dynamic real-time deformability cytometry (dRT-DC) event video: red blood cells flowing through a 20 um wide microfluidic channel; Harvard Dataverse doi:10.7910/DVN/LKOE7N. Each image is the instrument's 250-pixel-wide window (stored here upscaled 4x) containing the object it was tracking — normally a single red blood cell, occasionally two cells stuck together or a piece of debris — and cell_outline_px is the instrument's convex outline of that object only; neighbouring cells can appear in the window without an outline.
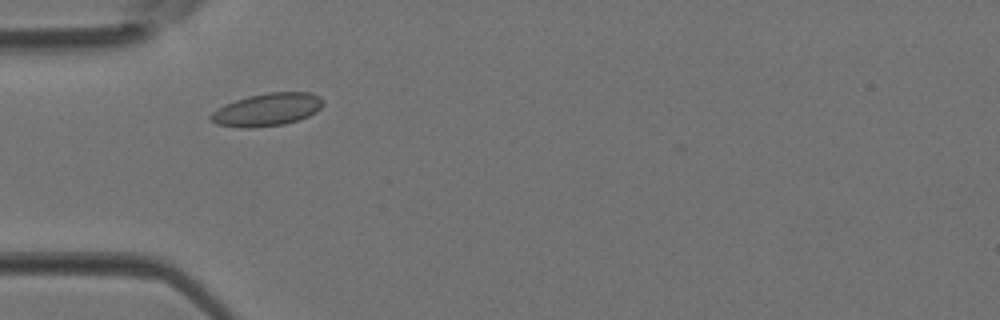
{"species": "Egyptian fruit bat (a non-hibernating species)", "species_latin": "Rousettus aegyptiacus", "temperature_condition": "room temperature", "stored_images_in_passage": 2, "camera_frame_rate_fps": 3000, "um_per_image_px": 0.085, "animal": {"sex": "female"}, "frame": {"image": 1, "passage_image": 2, "time_ms": 0.333, "image_size_px": [1000, 320], "cell_outline_px": [[324, 104], [316, 112], [300, 120], [284, 124], [256, 128], [240, 128], [216, 124], [208, 116], [212, 112], [224, 104], [248, 96], [268, 92], [312, 92], [320, 96], [324, 100]], "centroid_in_image_um": [22.73, 9.32], "position_along_channel_um": 62.3, "area_um2": 21.73}}